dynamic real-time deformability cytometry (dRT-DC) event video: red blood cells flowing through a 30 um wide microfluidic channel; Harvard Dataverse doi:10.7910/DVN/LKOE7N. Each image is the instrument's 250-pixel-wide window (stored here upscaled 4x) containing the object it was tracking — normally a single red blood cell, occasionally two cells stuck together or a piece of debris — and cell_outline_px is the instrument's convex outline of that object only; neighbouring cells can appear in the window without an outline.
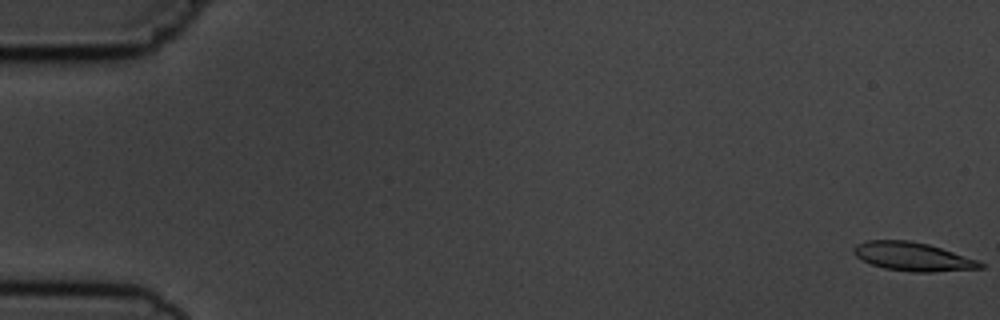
{"species": "common noctule bat (a hibernating species)", "species_latin": "Nyctalus noctula", "temperature_condition": "cold", "stored_images_in_passage": 6, "camera_frame_rate_fps": 3000, "um_per_image_px": 0.085, "animal": {"sex": "male", "body_mass_g": 19.5, "forearm_length_mm": 54.6}, "frame": {"image": 1, "passage_image": 1, "time_ms": 0.0, "image_size_px": [1000, 320], "cell_outline_px": [[984, 268], [932, 272], [912, 272], [884, 268], [872, 264], [856, 256], [852, 252], [852, 248], [856, 244], [868, 240], [908, 240], [928, 244], [976, 260], [984, 264]], "centroid_in_image_um": [77.55, 21.81], "position_along_channel_um": 7.5, "area_um2": 20.87}}
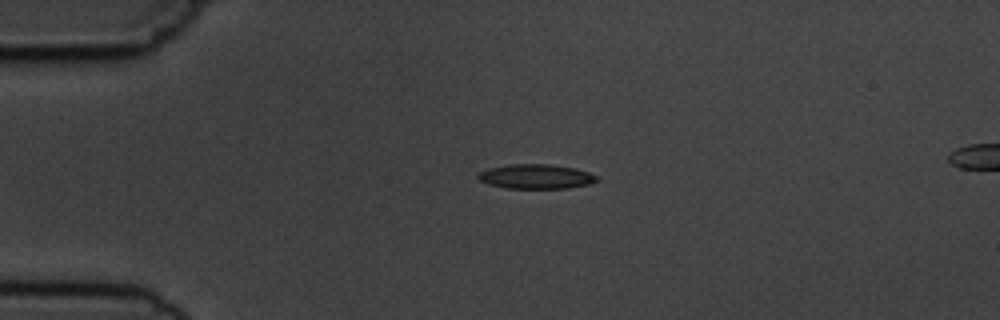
{"frame": {"image": 2, "passage_image": 6, "time_ms": 6.667, "image_size_px": [1000, 320], "cell_outline_px": [[600, 180], [588, 184], [568, 188], [508, 188], [488, 184], [480, 180], [476, 176], [480, 172], [488, 168], [508, 164], [552, 164], [576, 168], [588, 172], [596, 176]], "centroid_in_image_um": [45.56, 14.99], "position_along_channel_um": 39.4, "area_um2": 16.99}}